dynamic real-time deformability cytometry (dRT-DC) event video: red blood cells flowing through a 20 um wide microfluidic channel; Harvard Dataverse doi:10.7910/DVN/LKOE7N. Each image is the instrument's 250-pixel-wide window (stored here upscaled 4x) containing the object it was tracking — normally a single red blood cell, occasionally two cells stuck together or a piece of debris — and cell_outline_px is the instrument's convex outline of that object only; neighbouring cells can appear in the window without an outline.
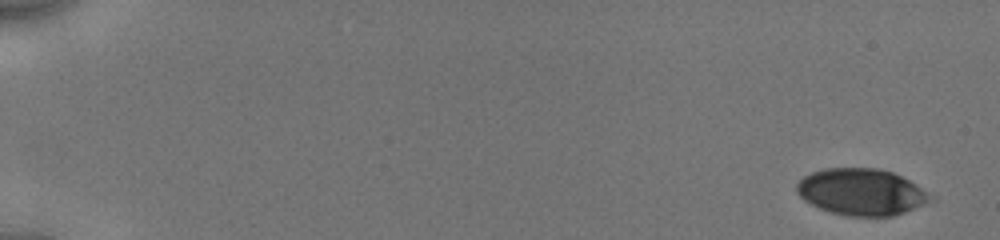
{"species": "human", "species_latin": "Homo sapiens", "temperature_condition": "cold", "stored_images_in_passage": 24, "camera_frame_rate_fps": 3000, "um_per_image_px": 0.085, "donor": {"sex": "male"}, "frame": {"image": 1, "passage_image": 1, "time_ms": 0.0, "image_size_px": [1000, 240], "cell_outline_px": [[936, 200], [904, 212], [892, 216], [848, 216], [832, 212], [820, 208], [804, 200], [796, 192], [796, 184], [804, 176], [812, 172], [824, 168], [876, 168], [892, 172], [916, 184]], "centroid_in_image_um": [73.21, 16.31], "position_along_channel_um": 11.8, "area_um2": 36.13}}
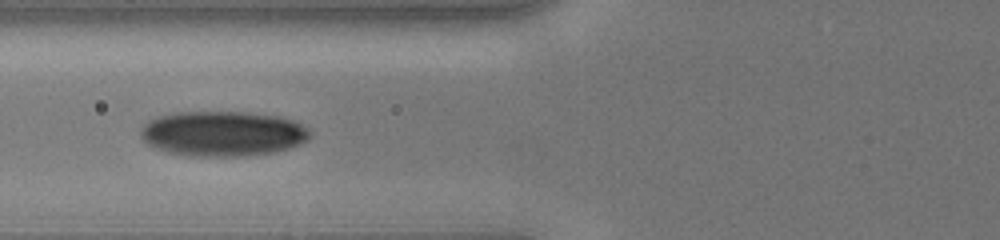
{"frame": {"image": 2, "passage_image": 17, "time_ms": 7.0, "image_size_px": [1000, 240], "cell_outline_px": [[312, 136], [308, 140], [300, 144], [276, 152], [244, 156], [188, 156], [168, 152], [156, 148], [148, 144], [140, 136], [140, 128], [148, 120], [160, 116], [176, 112], [248, 112], [280, 116], [292, 120], [308, 128], [312, 132]], "centroid_in_image_um": [18.95, 11.36], "position_along_channel_um": 106.8, "area_um2": 44.85}}
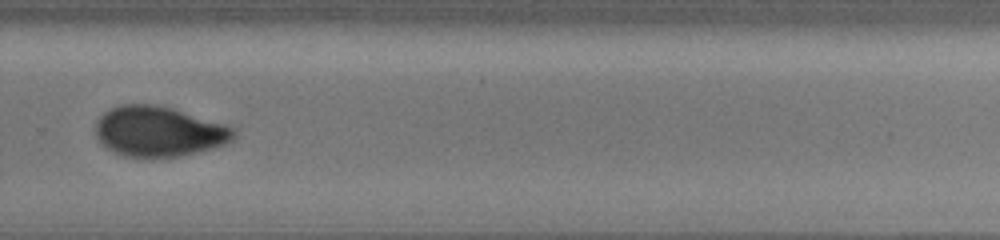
{"frame": {"image": 3, "passage_image": 24, "time_ms": 12.333, "image_size_px": [1000, 240], "cell_outline_px": [[236, 136], [232, 140], [224, 144], [212, 148], [196, 152], [176, 156], [124, 156], [108, 148], [96, 136], [96, 120], [104, 112], [120, 104], [156, 104], [172, 108], [224, 124], [236, 128]], "centroid_in_image_um": [13.51, 11.15], "position_along_channel_um": 316.3, "area_um2": 39.94}}